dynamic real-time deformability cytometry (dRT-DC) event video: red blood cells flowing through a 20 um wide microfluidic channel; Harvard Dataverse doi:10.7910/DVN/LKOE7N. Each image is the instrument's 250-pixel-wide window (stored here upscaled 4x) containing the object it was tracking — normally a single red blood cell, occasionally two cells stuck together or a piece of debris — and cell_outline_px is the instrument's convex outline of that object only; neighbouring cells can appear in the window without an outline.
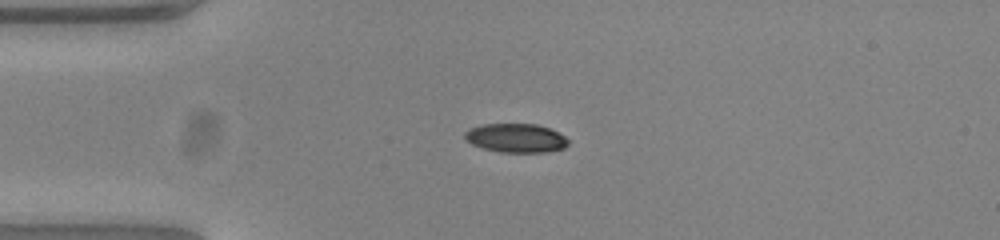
{"species": "common noctule bat (a hibernating species)", "species_latin": "Nyctalus noctula", "temperature_condition": "warm", "stored_images_in_passage": 41, "camera_frame_rate_fps": 3000, "um_per_image_px": 0.085, "animal": {"sex": "female", "body_mass_g": 23.0, "forearm_length_mm": 53.4}, "frame": {"image": 1, "passage_image": 1, "time_ms": 0.0, "image_size_px": [1000, 240], "cell_outline_px": [[568, 144], [564, 148], [544, 152], [500, 152], [484, 148], [472, 144], [464, 140], [464, 132], [468, 128], [484, 124], [536, 124], [548, 128], [564, 136], [568, 140]], "centroid_in_image_um": [43.8, 11.73], "position_along_channel_um": 41.2, "area_um2": 17.34}}
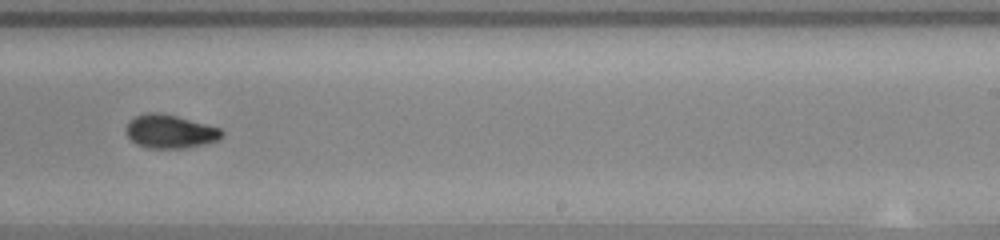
{"frame": {"image": 2, "passage_image": 21, "time_ms": 6.667, "image_size_px": [1000, 240], "cell_outline_px": [[224, 136], [216, 140], [184, 148], [148, 148], [136, 144], [128, 136], [124, 128], [128, 120], [144, 112], [160, 112], [176, 116], [220, 128], [224, 132]], "centroid_in_image_um": [14.39, 11.16], "position_along_channel_um": 274.6, "area_um2": 18.67}}
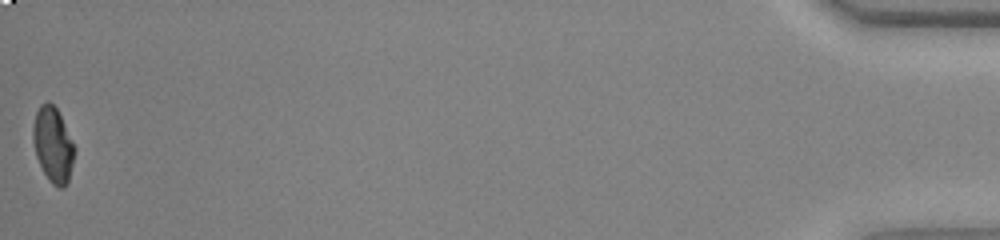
{"frame": {"image": 3, "passage_image": 41, "time_ms": 13.333, "image_size_px": [1000, 240], "cell_outline_px": [[76, 148], [68, 180], [64, 188], [60, 188], [52, 184], [48, 180], [36, 156], [32, 140], [32, 128], [36, 112], [40, 104], [48, 100], [56, 108]], "centroid_in_image_um": [4.49, 12.3], "position_along_channel_um": 430.7, "area_um2": 18.09}, "authors_computed_cell_mechanics": {"area_um2": 18.785, "velocity_mm_per_s": 3.8685, "shape_relaxation_time_tau1_ms": 6.1545, "shape_relaxation_time_tau2_ms": 2.4993, "deformation_change_tau1": 0.1794, "deformation_change_tau2": 0.0547}}